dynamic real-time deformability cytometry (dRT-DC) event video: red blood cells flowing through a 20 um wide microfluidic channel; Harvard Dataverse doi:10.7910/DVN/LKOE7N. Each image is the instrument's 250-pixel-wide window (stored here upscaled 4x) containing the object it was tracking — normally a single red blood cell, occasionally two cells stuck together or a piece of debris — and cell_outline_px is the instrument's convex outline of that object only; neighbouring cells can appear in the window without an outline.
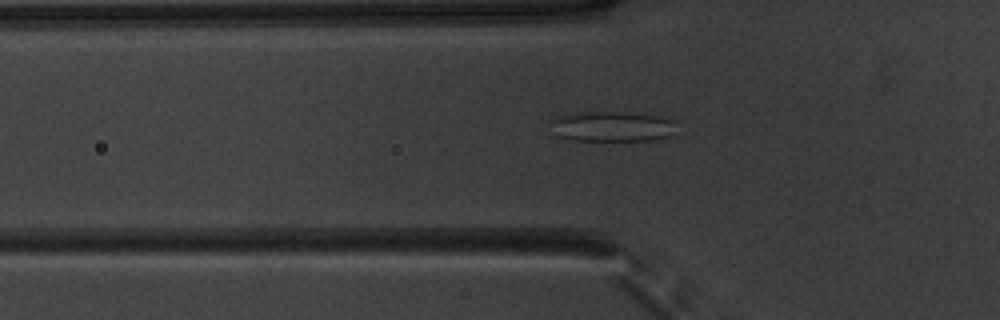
{"species": "common noctule bat (a hibernating species)", "species_latin": "Nyctalus noctula", "temperature_condition": "warm", "stored_images_in_passage": 51, "camera_frame_rate_fps": 3000, "um_per_image_px": 0.085, "animal": {"sex": "male", "body_mass_g": 20.1, "forearm_length_mm": 53.5}, "frame": {"image": 1, "passage_image": 17, "time_ms": 5.333, "image_size_px": [1000, 320], "cell_outline_px": [[676, 136], [656, 140], [576, 140], [556, 136], [552, 120], [556, 116], [588, 112], [628, 112], [664, 116], [672, 120]], "centroid_in_image_um": [52.13, 10.75], "position_along_channel_um": 73.7, "area_um2": 22.2}}
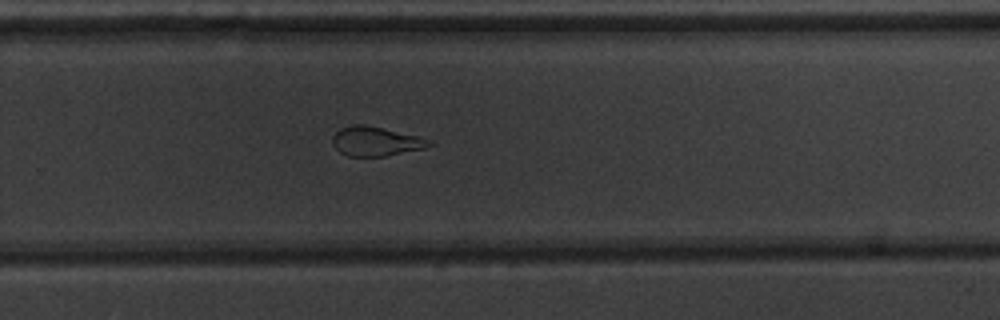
{"frame": {"image": 2, "passage_image": 34, "time_ms": 11.0, "image_size_px": [1000, 320], "cell_outline_px": [[436, 144], [424, 148], [384, 156], [348, 156], [340, 152], [332, 144], [332, 136], [340, 128], [352, 124], [364, 124], [416, 136], [432, 140]], "centroid_in_image_um": [31.92, 12.01], "position_along_channel_um": 297.9, "area_um2": 16.42}}
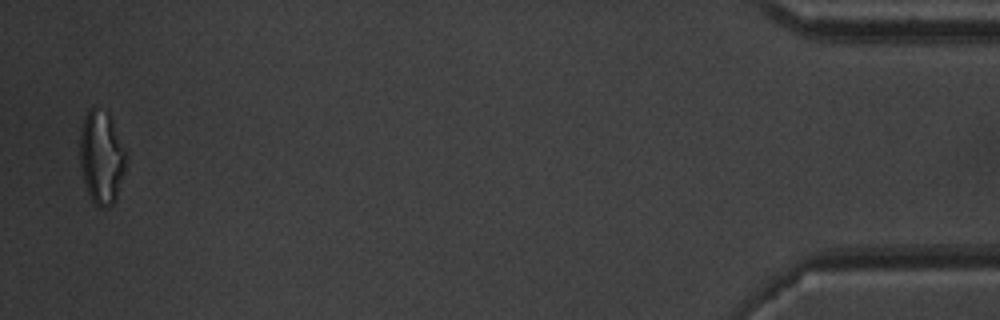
{"frame": {"image": 3, "passage_image": 50, "time_ms": 16.333, "image_size_px": [1000, 320], "cell_outline_px": [[124, 172], [116, 200], [112, 204], [104, 208], [96, 208], [84, 184], [80, 164], [80, 128], [84, 116], [92, 108], [96, 108], [108, 112], [112, 120], [124, 148]], "centroid_in_image_um": [8.6, 13.4], "position_along_channel_um": 426.6, "area_um2": 24.91}, "authors_computed_cell_mechanics": {"area_um2": 21.0392, "velocity_mm_per_s": 3.95, "shape_relaxation_time_tau1_ms": null, "shape_relaxation_time_tau2_ms": 1.7534, "deformation_change_tau1": null, "deformation_change_tau2": 0.111}}